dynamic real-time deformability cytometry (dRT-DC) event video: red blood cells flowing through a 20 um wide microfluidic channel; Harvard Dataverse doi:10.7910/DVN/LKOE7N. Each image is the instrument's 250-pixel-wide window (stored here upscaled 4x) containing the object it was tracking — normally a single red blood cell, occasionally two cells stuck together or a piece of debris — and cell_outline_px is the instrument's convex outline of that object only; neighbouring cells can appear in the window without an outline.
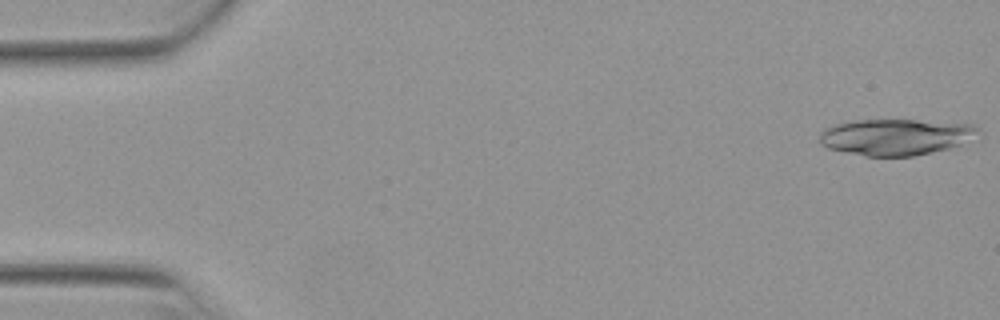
{"species": "Egyptian fruit bat (a non-hibernating species)", "species_latin": "Rousettus aegyptiacus", "temperature_condition": "warm", "stored_images_in_passage": 15, "camera_frame_rate_fps": 3000, "um_per_image_px": 0.085, "animal": {"sex": "female"}, "frame": {"image": 1, "passage_image": 1, "time_ms": 0.0, "image_size_px": [1000, 320], "cell_outline_px": [[984, 136], [980, 140], [932, 152], [912, 156], [864, 156], [844, 152], [828, 148], [820, 144], [820, 132], [824, 128], [836, 124], [852, 120], [916, 120], [972, 124], [980, 128]], "centroid_in_image_um": [76.26, 11.64], "position_along_channel_um": 8.7, "area_um2": 34.28}}
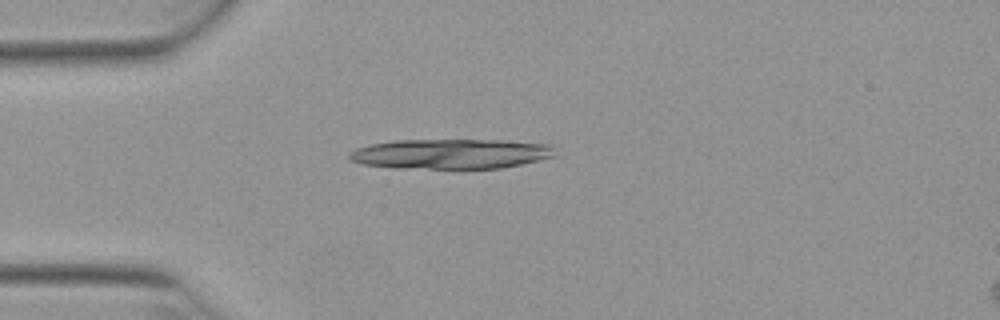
{"frame": {"image": 2, "passage_image": 13, "time_ms": 4.0, "image_size_px": [1000, 320], "cell_outline_px": [[560, 156], [500, 168], [392, 168], [360, 164], [348, 160], [348, 152], [356, 148], [368, 144], [396, 140], [504, 140], [556, 144]], "centroid_in_image_um": [38.39, 13.07], "position_along_channel_um": 46.6, "area_um2": 36.76}}